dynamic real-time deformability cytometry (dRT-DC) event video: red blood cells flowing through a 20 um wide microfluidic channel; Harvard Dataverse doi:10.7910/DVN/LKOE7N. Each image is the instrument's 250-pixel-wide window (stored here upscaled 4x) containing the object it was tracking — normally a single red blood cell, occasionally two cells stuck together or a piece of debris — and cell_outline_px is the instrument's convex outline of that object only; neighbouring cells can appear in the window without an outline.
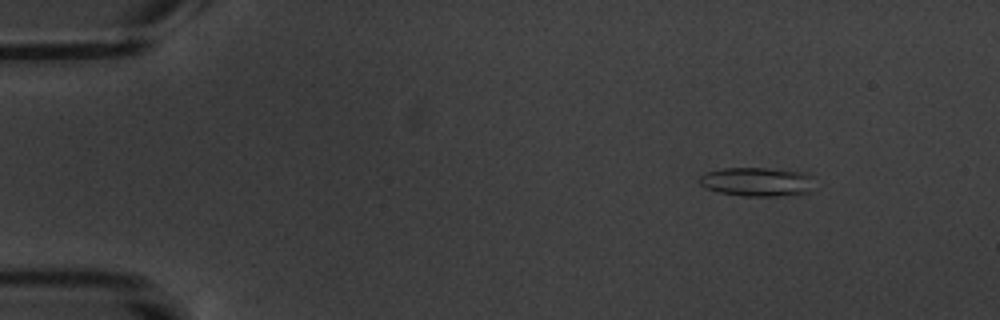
{"species": "common noctule bat (a hibernating species)", "species_latin": "Nyctalus noctula", "temperature_condition": "warm", "stored_images_in_passage": 5, "camera_frame_rate_fps": 3000, "um_per_image_px": 0.085, "animal": {"sex": "male", "body_mass_g": 20.1, "forearm_length_mm": 53.5}, "frame": {"image": 1, "passage_image": 2, "time_ms": 1.333, "image_size_px": [1000, 320], "cell_outline_px": [[812, 192], [776, 196], [744, 196], [720, 192], [708, 188], [700, 184], [696, 180], [704, 172], [724, 168], [768, 168], [804, 172], [812, 176]], "centroid_in_image_um": [64.34, 15.44], "position_along_channel_um": 20.7, "area_um2": 19.48}}